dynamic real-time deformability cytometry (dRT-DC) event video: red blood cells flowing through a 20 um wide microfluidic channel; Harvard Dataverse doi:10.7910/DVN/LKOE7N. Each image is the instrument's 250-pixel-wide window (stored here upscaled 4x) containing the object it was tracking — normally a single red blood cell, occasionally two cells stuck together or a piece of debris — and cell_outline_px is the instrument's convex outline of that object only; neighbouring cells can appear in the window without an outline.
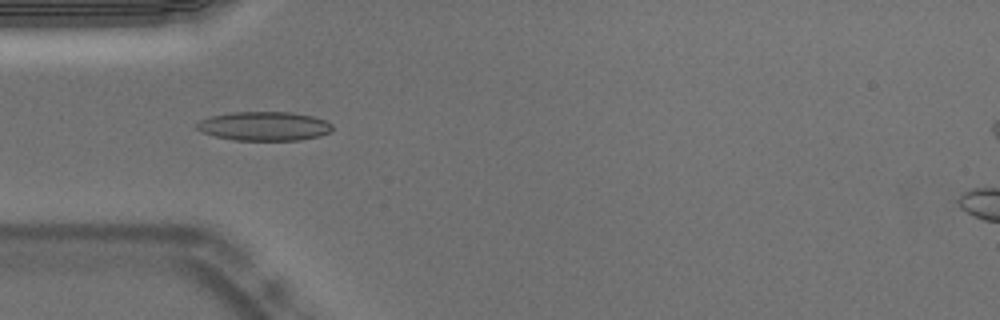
{"species": "Egyptian fruit bat (a non-hibernating species)", "species_latin": "Rousettus aegyptiacus", "temperature_condition": "warm", "stored_images_in_passage": 15, "camera_frame_rate_fps": 3000, "um_per_image_px": 0.085, "animal": {"sex": "male"}, "frame": {"image": 1, "passage_image": 3, "time_ms": 0.667, "image_size_px": [1000, 320], "cell_outline_px": [[332, 132], [320, 136], [300, 140], [232, 140], [200, 132], [196, 128], [196, 124], [200, 120], [212, 116], [232, 112], [292, 112], [312, 116], [324, 120], [332, 124]], "centroid_in_image_um": [22.47, 10.72], "position_along_channel_um": 62.5, "area_um2": 23.0}}
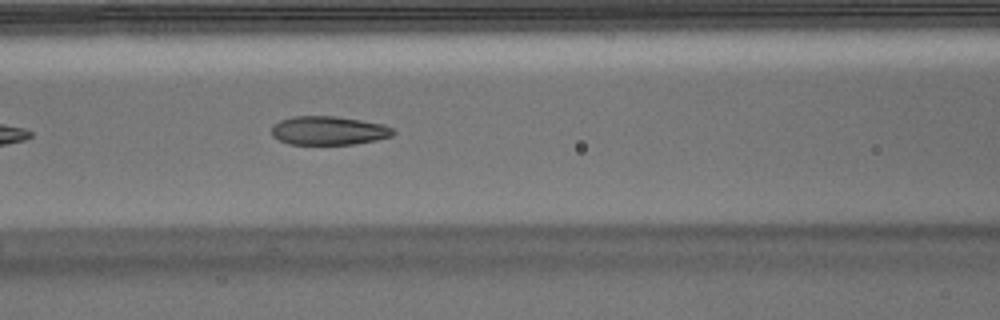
{"frame": {"image": 2, "passage_image": 9, "time_ms": 2.667, "image_size_px": [1000, 320], "cell_outline_px": [[396, 132], [392, 136], [376, 140], [352, 144], [288, 144], [272, 136], [272, 124], [280, 120], [292, 116], [336, 116], [384, 124], [392, 128]], "centroid_in_image_um": [27.92, 11.09], "position_along_channel_um": 138.7, "area_um2": 20.4}}
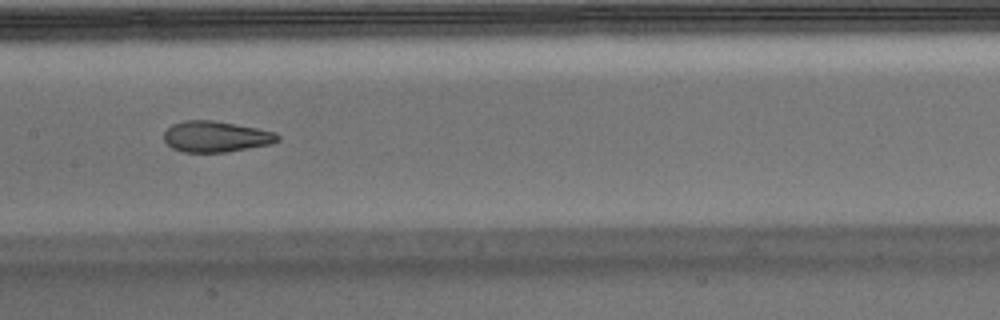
{"frame": {"image": 3, "passage_image": 13, "time_ms": 4.0, "image_size_px": [1000, 320], "cell_outline_px": [[280, 140], [272, 144], [228, 152], [184, 152], [172, 148], [164, 140], [164, 132], [172, 124], [184, 120], [212, 120], [256, 128], [276, 132], [280, 136]], "centroid_in_image_um": [18.37, 11.61], "position_along_channel_um": 189.0, "area_um2": 20.58}}